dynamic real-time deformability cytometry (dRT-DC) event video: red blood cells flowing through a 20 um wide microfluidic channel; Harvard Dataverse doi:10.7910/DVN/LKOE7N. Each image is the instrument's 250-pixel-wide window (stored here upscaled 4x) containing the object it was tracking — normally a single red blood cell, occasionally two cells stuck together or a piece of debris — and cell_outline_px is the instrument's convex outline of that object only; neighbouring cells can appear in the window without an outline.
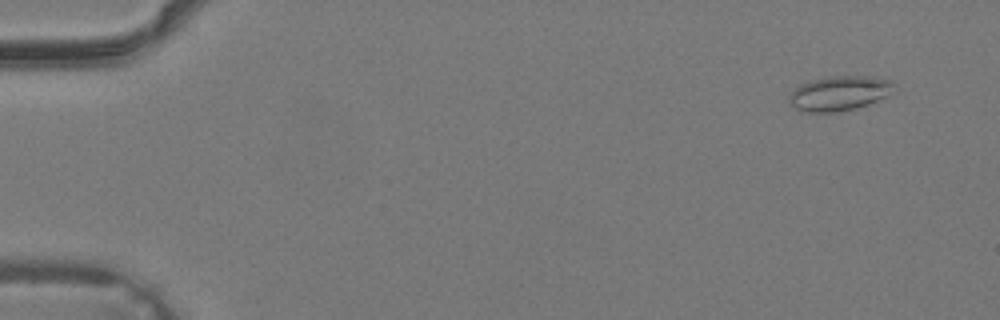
{"species": "common noctule bat (a hibernating species)", "species_latin": "Nyctalus noctula", "temperature_condition": "warm", "stored_images_in_passage": 39, "camera_frame_rate_fps": 3000, "um_per_image_px": 0.085, "animal": {"sex": "male", "body_mass_g": 19.2, "forearm_length_mm": 51.8}, "frame": {"image": 1, "passage_image": 3, "time_ms": 0.667, "image_size_px": [1000, 320], "cell_outline_px": [[896, 84], [884, 96], [868, 104], [856, 108], [832, 112], [804, 112], [796, 108], [788, 100], [788, 96], [800, 84], [812, 80], [828, 76], [872, 76], [888, 80]], "centroid_in_image_um": [71.29, 7.92], "position_along_channel_um": 13.7, "area_um2": 20.81}}
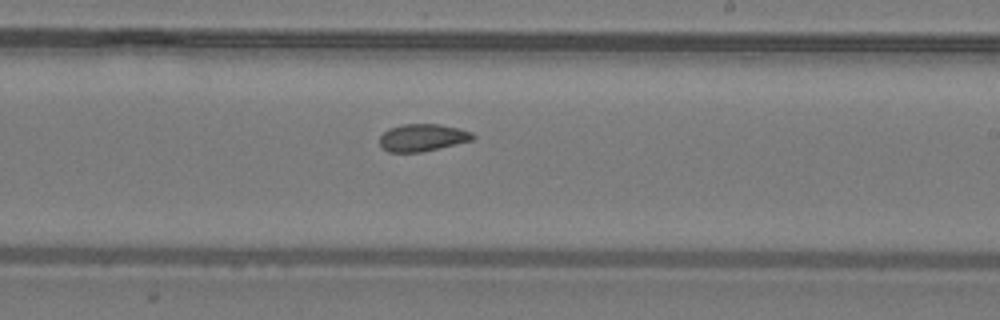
{"frame": {"image": 2, "passage_image": 24, "time_ms": 7.667, "image_size_px": [1000, 320], "cell_outline_px": [[476, 136], [472, 140], [420, 152], [388, 152], [380, 144], [380, 136], [388, 128], [404, 124], [440, 124], [460, 128], [472, 132]], "centroid_in_image_um": [35.92, 11.68], "position_along_channel_um": 253.1, "area_um2": 14.74}}
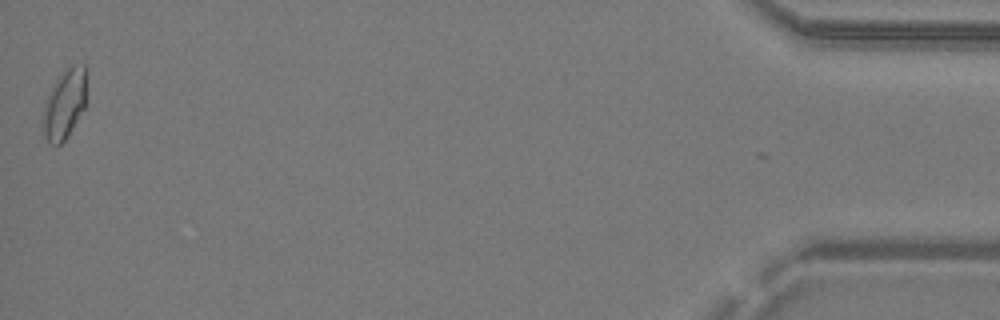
{"frame": {"image": 3, "passage_image": 39, "time_ms": 12.667, "image_size_px": [1000, 320], "cell_outline_px": [[88, 68], [84, 108], [68, 136], [60, 144], [48, 144], [44, 136], [44, 108], [48, 96], [60, 72], [64, 68], [72, 64], [84, 64]], "centroid_in_image_um": [5.54, 8.77], "position_along_channel_um": 429.7, "area_um2": 17.74}}